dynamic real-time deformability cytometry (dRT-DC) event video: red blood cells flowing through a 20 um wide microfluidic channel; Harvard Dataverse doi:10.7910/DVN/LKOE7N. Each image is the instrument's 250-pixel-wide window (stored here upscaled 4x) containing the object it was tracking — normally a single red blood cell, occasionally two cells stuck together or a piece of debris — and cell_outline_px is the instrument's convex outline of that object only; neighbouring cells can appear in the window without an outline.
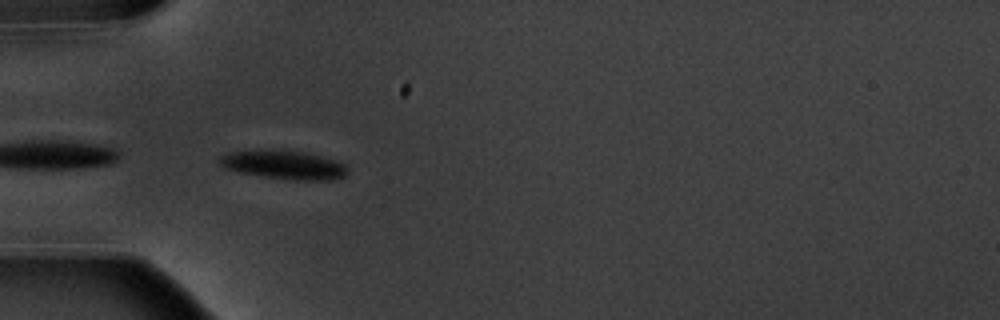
{"species": "common noctule bat (a hibernating species)", "species_latin": "Nyctalus noctula", "temperature_condition": "warm", "stored_images_in_passage": 5, "camera_frame_rate_fps": 3000, "um_per_image_px": 0.085, "animal": {"sex": "male", "body_mass_g": 20.1, "forearm_length_mm": 53.5}, "frame": {"image": 1, "passage_image": 5, "time_ms": 4.667, "image_size_px": [1000, 320], "cell_outline_px": [[348, 172], [344, 176], [332, 180], [296, 180], [264, 176], [240, 172], [224, 168], [216, 160], [220, 156], [228, 152], [256, 148], [284, 148], [308, 152], [336, 160], [344, 164], [348, 168]], "centroid_in_image_um": [24.09, 13.95], "position_along_channel_um": 60.9, "area_um2": 22.25}}